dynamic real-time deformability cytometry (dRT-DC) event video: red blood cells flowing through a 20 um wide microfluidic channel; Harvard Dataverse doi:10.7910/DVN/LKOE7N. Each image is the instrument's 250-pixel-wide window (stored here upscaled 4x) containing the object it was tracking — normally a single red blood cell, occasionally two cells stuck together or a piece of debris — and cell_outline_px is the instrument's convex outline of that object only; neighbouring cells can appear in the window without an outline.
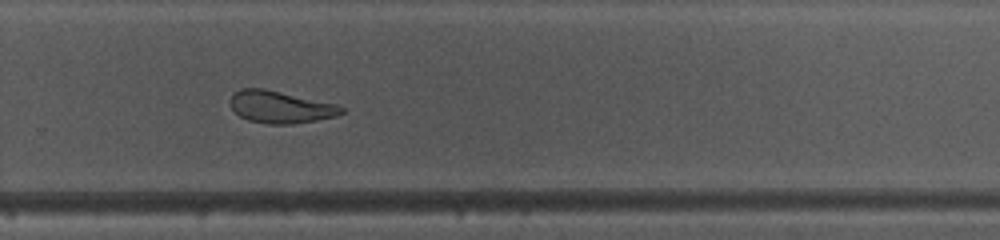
{"species": "common noctule bat (a hibernating species)", "species_latin": "Nyctalus noctula", "temperature_condition": "warm", "stored_images_in_passage": 34, "camera_frame_rate_fps": 3000, "um_per_image_px": 0.085, "animal": {"sex": "female", "body_mass_g": 10.0, "forearm_length_mm": 53.1}, "frame": {"image": 1, "passage_image": 20, "time_ms": 6.333, "image_size_px": [1000, 240], "cell_outline_px": [[344, 112], [336, 116], [316, 120], [292, 124], [268, 124], [248, 120], [240, 116], [232, 108], [228, 100], [240, 88], [260, 88], [336, 104], [344, 108]], "centroid_in_image_um": [23.81, 9.11], "position_along_channel_um": 306.0, "area_um2": 20.52}}
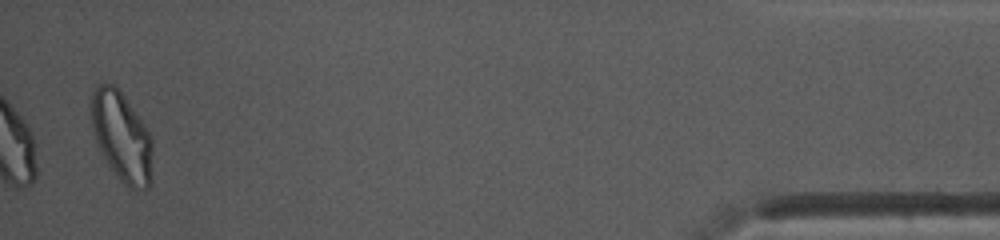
{"frame": {"image": 2, "passage_image": 34, "time_ms": 11.0, "image_size_px": [1000, 240], "cell_outline_px": [[152, 180], [148, 188], [144, 192], [136, 192], [128, 188], [116, 176], [100, 152], [92, 128], [92, 92], [96, 84], [112, 84], [124, 96], [152, 136]], "centroid_in_image_um": [10.38, 11.71], "position_along_channel_um": 424.8, "area_um2": 32.19}, "authors_computed_cell_mechanics": {"area_um2": 21.6172, "velocity_mm_per_s": 4.1319, "shape_relaxation_time_tau1_ms": 6.7587, "shape_relaxation_time_tau2_ms": 2.0522, "deformation_change_tau1": 0.2129, "deformation_change_tau2": 0.1008}}